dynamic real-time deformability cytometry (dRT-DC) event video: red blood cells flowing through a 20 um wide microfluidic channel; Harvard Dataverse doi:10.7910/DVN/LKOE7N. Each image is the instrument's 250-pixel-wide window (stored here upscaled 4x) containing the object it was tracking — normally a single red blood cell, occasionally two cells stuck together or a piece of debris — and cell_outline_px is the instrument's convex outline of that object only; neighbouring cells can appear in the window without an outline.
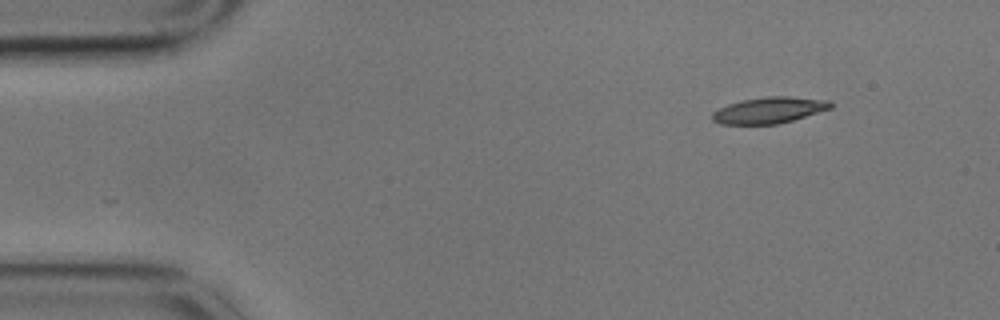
{"species": "common noctule bat (a hibernating species)", "species_latin": "Nyctalus noctula", "temperature_condition": "cold", "stored_images_in_passage": 52, "camera_frame_rate_fps": 3000, "um_per_image_px": 0.085, "animal": {"sex": "male", "body_mass_g": 17.9}, "frame": {"image": 1, "passage_image": 1, "time_ms": 0.0, "image_size_px": [1000, 320], "cell_outline_px": [[832, 108], [792, 120], [776, 124], [720, 124], [712, 120], [712, 112], [728, 104], [740, 100], [768, 96], [788, 96], [832, 100]], "centroid_in_image_um": [65.38, 9.35], "position_along_channel_um": 19.6, "area_um2": 18.09}}
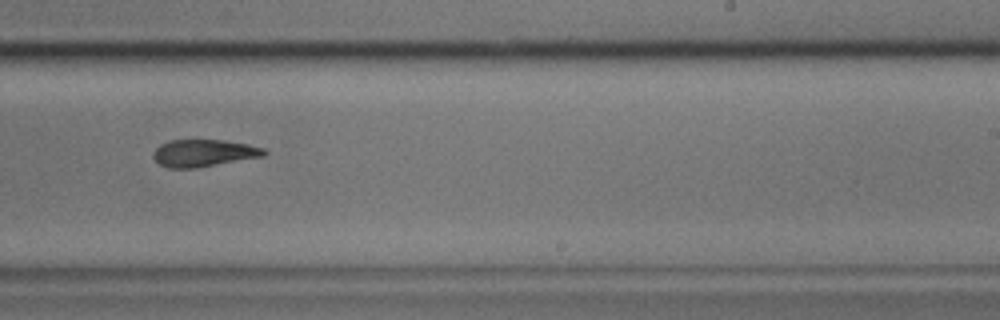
{"frame": {"image": 2, "passage_image": 30, "time_ms": 9.667, "image_size_px": [1000, 320], "cell_outline_px": [[268, 152], [264, 156], [196, 168], [168, 168], [160, 164], [152, 156], [156, 148], [160, 144], [168, 140], [224, 140], [248, 144], [264, 148]], "centroid_in_image_um": [17.32, 13.0], "position_along_channel_um": 271.7, "area_um2": 17.57}}
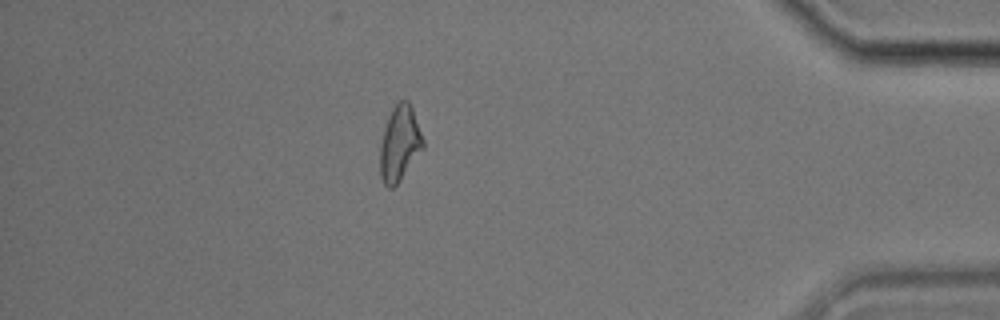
{"frame": {"image": 3, "passage_image": 45, "time_ms": 14.667, "image_size_px": [1000, 320], "cell_outline_px": [[424, 148], [400, 180], [392, 188], [388, 188], [384, 184], [380, 176], [380, 144], [384, 128], [388, 116], [396, 100], [408, 100], [412, 108], [424, 140]], "centroid_in_image_um": [33.96, 12.18], "position_along_channel_um": 401.2, "area_um2": 18.96}, "authors_computed_cell_mechanics": {"area_um2": 18.6983, "velocity_mm_per_s": 3.4252, "shape_relaxation_time_tau1_ms": 5.9081, "shape_relaxation_time_tau2_ms": 9.9171, "deformation_change_tau1": 0.1564, "deformation_change_tau2": 0.2206}}